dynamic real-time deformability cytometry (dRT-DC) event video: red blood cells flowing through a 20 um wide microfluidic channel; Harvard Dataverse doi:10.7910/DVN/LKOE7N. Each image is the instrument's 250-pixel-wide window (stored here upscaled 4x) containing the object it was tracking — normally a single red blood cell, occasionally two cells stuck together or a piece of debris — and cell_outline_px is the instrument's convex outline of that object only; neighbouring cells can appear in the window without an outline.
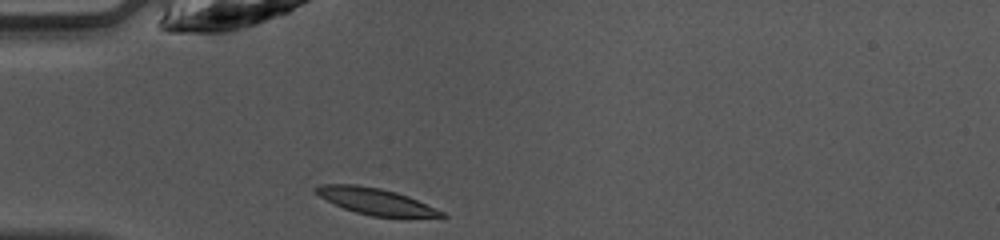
{"species": "common noctule bat (a hibernating species)", "species_latin": "Nyctalus noctula", "temperature_condition": "warm", "stored_images_in_passage": 10, "camera_frame_rate_fps": 3000, "um_per_image_px": 0.085, "animal": {"sex": "female", "body_mass_g": 10.0, "forearm_length_mm": 53.1}, "frame": {"image": 1, "passage_image": 1, "time_ms": 0.0, "image_size_px": [1000, 240], "cell_outline_px": [[448, 216], [372, 216], [356, 212], [344, 208], [312, 192], [312, 188], [320, 184], [356, 184], [380, 188], [396, 192], [408, 196], [444, 212]], "centroid_in_image_um": [31.84, 17.08], "position_along_channel_um": 53.2, "area_um2": 18.9}}
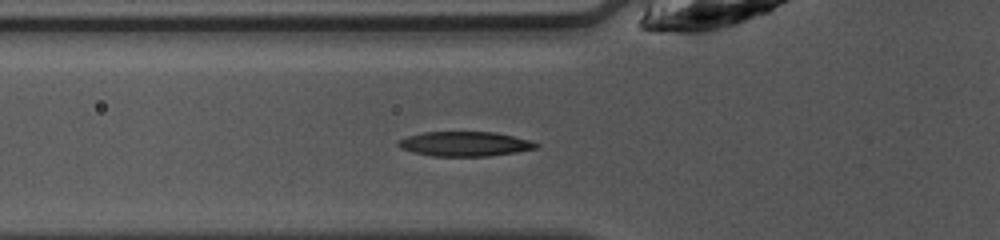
{"frame": {"image": 2, "passage_image": 4, "time_ms": 1.0, "image_size_px": [1000, 240], "cell_outline_px": [[540, 148], [516, 152], [488, 156], [432, 156], [412, 152], [400, 148], [396, 144], [400, 140], [408, 136], [424, 132], [496, 132], [528, 140], [540, 144]], "centroid_in_image_um": [39.52, 12.24], "position_along_channel_um": 86.3, "area_um2": 19.77}}
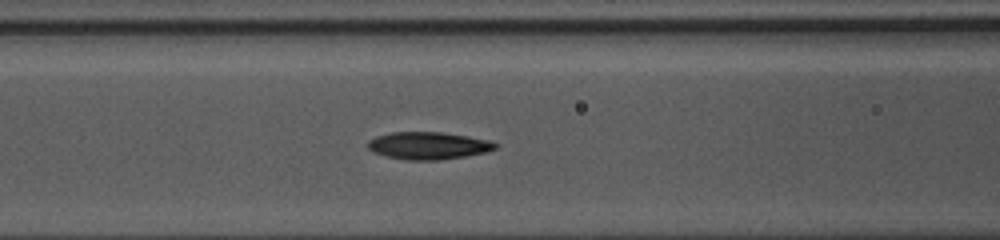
{"frame": {"image": 3, "passage_image": 7, "time_ms": 2.0, "image_size_px": [1000, 240], "cell_outline_px": [[496, 148], [484, 152], [464, 156], [440, 160], [404, 160], [372, 152], [368, 148], [368, 140], [376, 136], [392, 132], [440, 132], [468, 136], [488, 140], [496, 144]], "centroid_in_image_um": [36.36, 12.38], "position_along_channel_um": 130.2, "area_um2": 20.17}}